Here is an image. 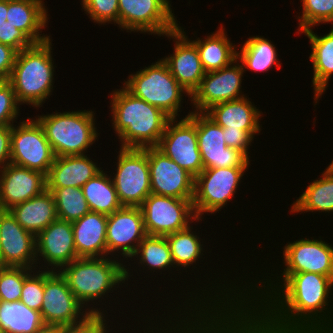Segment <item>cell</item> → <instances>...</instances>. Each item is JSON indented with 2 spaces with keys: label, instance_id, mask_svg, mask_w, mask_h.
Wrapping results in <instances>:
<instances>
[{
  "label": "cell",
  "instance_id": "8d00e7d4",
  "mask_svg": "<svg viewBox=\"0 0 333 333\" xmlns=\"http://www.w3.org/2000/svg\"><path fill=\"white\" fill-rule=\"evenodd\" d=\"M32 272L26 267L0 266V301L20 300L24 280Z\"/></svg>",
  "mask_w": 333,
  "mask_h": 333
},
{
  "label": "cell",
  "instance_id": "bcb514c9",
  "mask_svg": "<svg viewBox=\"0 0 333 333\" xmlns=\"http://www.w3.org/2000/svg\"><path fill=\"white\" fill-rule=\"evenodd\" d=\"M12 125L0 127V167L4 168L11 160Z\"/></svg>",
  "mask_w": 333,
  "mask_h": 333
},
{
  "label": "cell",
  "instance_id": "7c38bea8",
  "mask_svg": "<svg viewBox=\"0 0 333 333\" xmlns=\"http://www.w3.org/2000/svg\"><path fill=\"white\" fill-rule=\"evenodd\" d=\"M170 0H118L119 27L164 36L178 28Z\"/></svg>",
  "mask_w": 333,
  "mask_h": 333
},
{
  "label": "cell",
  "instance_id": "ee69618b",
  "mask_svg": "<svg viewBox=\"0 0 333 333\" xmlns=\"http://www.w3.org/2000/svg\"><path fill=\"white\" fill-rule=\"evenodd\" d=\"M224 140L228 147L241 151L248 159V147L253 141L245 130H223Z\"/></svg>",
  "mask_w": 333,
  "mask_h": 333
},
{
  "label": "cell",
  "instance_id": "8992f818",
  "mask_svg": "<svg viewBox=\"0 0 333 333\" xmlns=\"http://www.w3.org/2000/svg\"><path fill=\"white\" fill-rule=\"evenodd\" d=\"M128 78L123 84L128 92L161 109L171 119H176L180 111L182 93L185 92L190 97L171 75L168 65L162 59Z\"/></svg>",
  "mask_w": 333,
  "mask_h": 333
},
{
  "label": "cell",
  "instance_id": "4fadbf2b",
  "mask_svg": "<svg viewBox=\"0 0 333 333\" xmlns=\"http://www.w3.org/2000/svg\"><path fill=\"white\" fill-rule=\"evenodd\" d=\"M187 116L196 124L198 148L204 169L248 167L250 160L241 151L227 146L223 127L217 125L205 113L193 111Z\"/></svg>",
  "mask_w": 333,
  "mask_h": 333
},
{
  "label": "cell",
  "instance_id": "5bb4252c",
  "mask_svg": "<svg viewBox=\"0 0 333 333\" xmlns=\"http://www.w3.org/2000/svg\"><path fill=\"white\" fill-rule=\"evenodd\" d=\"M176 121L173 118L167 122L157 148L196 177L204 169L198 148L196 124L188 116Z\"/></svg>",
  "mask_w": 333,
  "mask_h": 333
},
{
  "label": "cell",
  "instance_id": "d6986e66",
  "mask_svg": "<svg viewBox=\"0 0 333 333\" xmlns=\"http://www.w3.org/2000/svg\"><path fill=\"white\" fill-rule=\"evenodd\" d=\"M283 273H318L333 280V247L322 240L300 239L283 248Z\"/></svg>",
  "mask_w": 333,
  "mask_h": 333
},
{
  "label": "cell",
  "instance_id": "ac0fdd59",
  "mask_svg": "<svg viewBox=\"0 0 333 333\" xmlns=\"http://www.w3.org/2000/svg\"><path fill=\"white\" fill-rule=\"evenodd\" d=\"M146 236L140 207L122 206L107 216V255L119 250L123 258H132Z\"/></svg>",
  "mask_w": 333,
  "mask_h": 333
},
{
  "label": "cell",
  "instance_id": "2e32d148",
  "mask_svg": "<svg viewBox=\"0 0 333 333\" xmlns=\"http://www.w3.org/2000/svg\"><path fill=\"white\" fill-rule=\"evenodd\" d=\"M151 193L178 199H193L195 177L157 147L147 148Z\"/></svg>",
  "mask_w": 333,
  "mask_h": 333
},
{
  "label": "cell",
  "instance_id": "7dc6e473",
  "mask_svg": "<svg viewBox=\"0 0 333 333\" xmlns=\"http://www.w3.org/2000/svg\"><path fill=\"white\" fill-rule=\"evenodd\" d=\"M177 328L176 326L173 328L171 327L169 330L170 333H172V329ZM162 333V332H161ZM166 333V332H164ZM210 333H247L245 330H243L239 325L235 323H229L220 327H217L213 329Z\"/></svg>",
  "mask_w": 333,
  "mask_h": 333
},
{
  "label": "cell",
  "instance_id": "74e56055",
  "mask_svg": "<svg viewBox=\"0 0 333 333\" xmlns=\"http://www.w3.org/2000/svg\"><path fill=\"white\" fill-rule=\"evenodd\" d=\"M302 16H299L298 31L314 27L316 24H333V0H301ZM314 25V26H313Z\"/></svg>",
  "mask_w": 333,
  "mask_h": 333
},
{
  "label": "cell",
  "instance_id": "5b68a950",
  "mask_svg": "<svg viewBox=\"0 0 333 333\" xmlns=\"http://www.w3.org/2000/svg\"><path fill=\"white\" fill-rule=\"evenodd\" d=\"M35 119L55 156L84 155L98 137L92 110L56 112Z\"/></svg>",
  "mask_w": 333,
  "mask_h": 333
},
{
  "label": "cell",
  "instance_id": "9a60e30c",
  "mask_svg": "<svg viewBox=\"0 0 333 333\" xmlns=\"http://www.w3.org/2000/svg\"><path fill=\"white\" fill-rule=\"evenodd\" d=\"M237 63L236 59L222 69L205 72L200 85L190 96L195 112L205 113L213 105L245 97L240 89L243 72L246 70L242 63Z\"/></svg>",
  "mask_w": 333,
  "mask_h": 333
},
{
  "label": "cell",
  "instance_id": "7402d4cb",
  "mask_svg": "<svg viewBox=\"0 0 333 333\" xmlns=\"http://www.w3.org/2000/svg\"><path fill=\"white\" fill-rule=\"evenodd\" d=\"M51 268H62L78 258L71 222L57 219L36 236V257Z\"/></svg>",
  "mask_w": 333,
  "mask_h": 333
},
{
  "label": "cell",
  "instance_id": "52a82bcc",
  "mask_svg": "<svg viewBox=\"0 0 333 333\" xmlns=\"http://www.w3.org/2000/svg\"><path fill=\"white\" fill-rule=\"evenodd\" d=\"M120 148L112 178L118 199L122 206L140 207L151 194L147 148Z\"/></svg>",
  "mask_w": 333,
  "mask_h": 333
},
{
  "label": "cell",
  "instance_id": "7a4b0ae2",
  "mask_svg": "<svg viewBox=\"0 0 333 333\" xmlns=\"http://www.w3.org/2000/svg\"><path fill=\"white\" fill-rule=\"evenodd\" d=\"M112 126L122 148L157 147L171 119L161 109L137 98L124 87L110 95Z\"/></svg>",
  "mask_w": 333,
  "mask_h": 333
},
{
  "label": "cell",
  "instance_id": "c3c4849f",
  "mask_svg": "<svg viewBox=\"0 0 333 333\" xmlns=\"http://www.w3.org/2000/svg\"><path fill=\"white\" fill-rule=\"evenodd\" d=\"M8 0H0V26L7 21Z\"/></svg>",
  "mask_w": 333,
  "mask_h": 333
},
{
  "label": "cell",
  "instance_id": "d590c367",
  "mask_svg": "<svg viewBox=\"0 0 333 333\" xmlns=\"http://www.w3.org/2000/svg\"><path fill=\"white\" fill-rule=\"evenodd\" d=\"M53 193L58 219L73 222L82 218L90 209L82 188H47Z\"/></svg>",
  "mask_w": 333,
  "mask_h": 333
},
{
  "label": "cell",
  "instance_id": "836d02e7",
  "mask_svg": "<svg viewBox=\"0 0 333 333\" xmlns=\"http://www.w3.org/2000/svg\"><path fill=\"white\" fill-rule=\"evenodd\" d=\"M138 254H140L138 256ZM137 255V256H136ZM140 259L139 263L144 264L151 270H167L170 267L175 268L169 243L165 236L147 235L138 245L134 256Z\"/></svg>",
  "mask_w": 333,
  "mask_h": 333
},
{
  "label": "cell",
  "instance_id": "60d3db41",
  "mask_svg": "<svg viewBox=\"0 0 333 333\" xmlns=\"http://www.w3.org/2000/svg\"><path fill=\"white\" fill-rule=\"evenodd\" d=\"M19 102L8 81L0 82V127L14 125L18 117Z\"/></svg>",
  "mask_w": 333,
  "mask_h": 333
},
{
  "label": "cell",
  "instance_id": "f1b7e54d",
  "mask_svg": "<svg viewBox=\"0 0 333 333\" xmlns=\"http://www.w3.org/2000/svg\"><path fill=\"white\" fill-rule=\"evenodd\" d=\"M224 30L221 27L204 40L198 38L192 41L198 49L205 72L222 69L237 59L235 45L226 37Z\"/></svg>",
  "mask_w": 333,
  "mask_h": 333
},
{
  "label": "cell",
  "instance_id": "d4e9b609",
  "mask_svg": "<svg viewBox=\"0 0 333 333\" xmlns=\"http://www.w3.org/2000/svg\"><path fill=\"white\" fill-rule=\"evenodd\" d=\"M100 169L87 155L55 156L46 176L47 188H81Z\"/></svg>",
  "mask_w": 333,
  "mask_h": 333
},
{
  "label": "cell",
  "instance_id": "277c9868",
  "mask_svg": "<svg viewBox=\"0 0 333 333\" xmlns=\"http://www.w3.org/2000/svg\"><path fill=\"white\" fill-rule=\"evenodd\" d=\"M110 260L109 257L77 258L58 271L66 279L69 289L75 297L88 306L89 301L99 298L112 291L113 288L130 279L123 263ZM103 295V296H102ZM86 303V304H85Z\"/></svg>",
  "mask_w": 333,
  "mask_h": 333
},
{
  "label": "cell",
  "instance_id": "9c48e42d",
  "mask_svg": "<svg viewBox=\"0 0 333 333\" xmlns=\"http://www.w3.org/2000/svg\"><path fill=\"white\" fill-rule=\"evenodd\" d=\"M193 199H178L150 194L140 206L147 235L166 236L190 226V219H198Z\"/></svg>",
  "mask_w": 333,
  "mask_h": 333
},
{
  "label": "cell",
  "instance_id": "83f0119b",
  "mask_svg": "<svg viewBox=\"0 0 333 333\" xmlns=\"http://www.w3.org/2000/svg\"><path fill=\"white\" fill-rule=\"evenodd\" d=\"M329 33L318 36L311 28L303 30L301 33L309 38L312 44V52L309 60L312 61L314 75V98L317 103L318 98L326 91L328 81L333 74V26Z\"/></svg>",
  "mask_w": 333,
  "mask_h": 333
},
{
  "label": "cell",
  "instance_id": "f6af8a7d",
  "mask_svg": "<svg viewBox=\"0 0 333 333\" xmlns=\"http://www.w3.org/2000/svg\"><path fill=\"white\" fill-rule=\"evenodd\" d=\"M17 53L13 47L0 43V82L8 81Z\"/></svg>",
  "mask_w": 333,
  "mask_h": 333
},
{
  "label": "cell",
  "instance_id": "f546056e",
  "mask_svg": "<svg viewBox=\"0 0 333 333\" xmlns=\"http://www.w3.org/2000/svg\"><path fill=\"white\" fill-rule=\"evenodd\" d=\"M44 325L41 313L20 300L0 301V333H33Z\"/></svg>",
  "mask_w": 333,
  "mask_h": 333
},
{
  "label": "cell",
  "instance_id": "44dd1931",
  "mask_svg": "<svg viewBox=\"0 0 333 333\" xmlns=\"http://www.w3.org/2000/svg\"><path fill=\"white\" fill-rule=\"evenodd\" d=\"M0 174V207L3 210H9L47 189L46 175L26 167L9 163L0 170Z\"/></svg>",
  "mask_w": 333,
  "mask_h": 333
},
{
  "label": "cell",
  "instance_id": "484cf974",
  "mask_svg": "<svg viewBox=\"0 0 333 333\" xmlns=\"http://www.w3.org/2000/svg\"><path fill=\"white\" fill-rule=\"evenodd\" d=\"M47 12L42 0H8L7 24L23 31L35 44L43 43L50 39L40 34L48 22Z\"/></svg>",
  "mask_w": 333,
  "mask_h": 333
},
{
  "label": "cell",
  "instance_id": "e575fe53",
  "mask_svg": "<svg viewBox=\"0 0 333 333\" xmlns=\"http://www.w3.org/2000/svg\"><path fill=\"white\" fill-rule=\"evenodd\" d=\"M193 227L166 235L175 267H188L202 256L203 247L199 237L191 231Z\"/></svg>",
  "mask_w": 333,
  "mask_h": 333
},
{
  "label": "cell",
  "instance_id": "8fae6325",
  "mask_svg": "<svg viewBox=\"0 0 333 333\" xmlns=\"http://www.w3.org/2000/svg\"><path fill=\"white\" fill-rule=\"evenodd\" d=\"M19 124L17 127L12 125L10 163L47 176L55 155L43 127L37 120L30 118Z\"/></svg>",
  "mask_w": 333,
  "mask_h": 333
},
{
  "label": "cell",
  "instance_id": "f35d334b",
  "mask_svg": "<svg viewBox=\"0 0 333 333\" xmlns=\"http://www.w3.org/2000/svg\"><path fill=\"white\" fill-rule=\"evenodd\" d=\"M82 8L92 21L105 24L112 21L119 25L118 0H82Z\"/></svg>",
  "mask_w": 333,
  "mask_h": 333
},
{
  "label": "cell",
  "instance_id": "ba28073f",
  "mask_svg": "<svg viewBox=\"0 0 333 333\" xmlns=\"http://www.w3.org/2000/svg\"><path fill=\"white\" fill-rule=\"evenodd\" d=\"M247 167L203 169L195 177L193 208L198 219L220 211L235 194Z\"/></svg>",
  "mask_w": 333,
  "mask_h": 333
},
{
  "label": "cell",
  "instance_id": "cb8c5ba5",
  "mask_svg": "<svg viewBox=\"0 0 333 333\" xmlns=\"http://www.w3.org/2000/svg\"><path fill=\"white\" fill-rule=\"evenodd\" d=\"M78 258L107 256V215L89 211L82 218L71 222Z\"/></svg>",
  "mask_w": 333,
  "mask_h": 333
},
{
  "label": "cell",
  "instance_id": "b9f144b4",
  "mask_svg": "<svg viewBox=\"0 0 333 333\" xmlns=\"http://www.w3.org/2000/svg\"><path fill=\"white\" fill-rule=\"evenodd\" d=\"M102 312H90L77 323L61 326V333H108Z\"/></svg>",
  "mask_w": 333,
  "mask_h": 333
},
{
  "label": "cell",
  "instance_id": "7bdbcfd3",
  "mask_svg": "<svg viewBox=\"0 0 333 333\" xmlns=\"http://www.w3.org/2000/svg\"><path fill=\"white\" fill-rule=\"evenodd\" d=\"M0 43L9 45L18 52L35 44L23 31L7 24V21L0 26Z\"/></svg>",
  "mask_w": 333,
  "mask_h": 333
},
{
  "label": "cell",
  "instance_id": "d6a6232c",
  "mask_svg": "<svg viewBox=\"0 0 333 333\" xmlns=\"http://www.w3.org/2000/svg\"><path fill=\"white\" fill-rule=\"evenodd\" d=\"M237 59H239V63H242L244 69H251L255 72L268 71L273 65L280 68L274 44L260 36L249 37L241 51L237 52Z\"/></svg>",
  "mask_w": 333,
  "mask_h": 333
},
{
  "label": "cell",
  "instance_id": "4dcf8cb0",
  "mask_svg": "<svg viewBox=\"0 0 333 333\" xmlns=\"http://www.w3.org/2000/svg\"><path fill=\"white\" fill-rule=\"evenodd\" d=\"M291 207V212L333 211V168L329 165L321 179L310 183Z\"/></svg>",
  "mask_w": 333,
  "mask_h": 333
},
{
  "label": "cell",
  "instance_id": "ffe728a7",
  "mask_svg": "<svg viewBox=\"0 0 333 333\" xmlns=\"http://www.w3.org/2000/svg\"><path fill=\"white\" fill-rule=\"evenodd\" d=\"M184 33V29L178 26L166 34L175 40L174 53L162 60L168 65L171 75L191 96L200 85L205 71L196 45Z\"/></svg>",
  "mask_w": 333,
  "mask_h": 333
},
{
  "label": "cell",
  "instance_id": "4316f807",
  "mask_svg": "<svg viewBox=\"0 0 333 333\" xmlns=\"http://www.w3.org/2000/svg\"><path fill=\"white\" fill-rule=\"evenodd\" d=\"M9 211L26 231L35 236L58 219L53 193L47 189L38 196L14 205Z\"/></svg>",
  "mask_w": 333,
  "mask_h": 333
},
{
  "label": "cell",
  "instance_id": "6da1fadb",
  "mask_svg": "<svg viewBox=\"0 0 333 333\" xmlns=\"http://www.w3.org/2000/svg\"><path fill=\"white\" fill-rule=\"evenodd\" d=\"M281 275H283L282 282L284 283L279 285V287L274 284L273 288V284H269L268 281H266L268 287L270 286L272 290L270 292L266 289L264 290L266 291V293H264L266 298L263 296L265 300L263 298L250 300L248 296V294L250 295L249 292L247 294L241 292L238 295L236 290L230 288L227 290V292H229V290L230 292L226 293L223 298L222 296L219 298V294H215L217 300L216 298H208L211 302L214 300L212 307L210 306L211 303H208V301H206L207 303L203 302L204 304L202 303V305H204L203 307H205L206 311L203 307L198 308L199 303L196 302L195 309H190L193 310V314H191L190 317H192V319L195 317L197 321L195 319H193V321L190 317L189 320L187 317L185 318L186 320L181 319V325H183L182 321L184 322L183 327L179 325L180 323L178 322V324H176L178 328L177 330H173V333H210L213 329L229 323L239 325L247 333H333V313L328 312V307H326L329 304L328 298H330L329 294L333 287V280L328 276L310 272L282 273ZM271 292H274L273 294L275 296ZM232 293H234V295ZM242 294H244V297ZM246 295L249 300L245 298ZM224 297H227V300ZM222 299L224 302H222ZM251 301L255 303H251ZM205 304H209V307L208 305L205 306ZM257 306L259 307L258 309L256 308ZM197 309H199V311ZM212 311L214 312L211 313ZM194 312L196 315H194ZM329 315L332 316L330 317ZM185 329L187 330L185 331Z\"/></svg>",
  "mask_w": 333,
  "mask_h": 333
},
{
  "label": "cell",
  "instance_id": "603a6c76",
  "mask_svg": "<svg viewBox=\"0 0 333 333\" xmlns=\"http://www.w3.org/2000/svg\"><path fill=\"white\" fill-rule=\"evenodd\" d=\"M261 113L246 97L213 105L205 112L223 130H245L252 138L261 131Z\"/></svg>",
  "mask_w": 333,
  "mask_h": 333
},
{
  "label": "cell",
  "instance_id": "1f68e13d",
  "mask_svg": "<svg viewBox=\"0 0 333 333\" xmlns=\"http://www.w3.org/2000/svg\"><path fill=\"white\" fill-rule=\"evenodd\" d=\"M81 188L90 211L108 216L122 207L113 180L103 170Z\"/></svg>",
  "mask_w": 333,
  "mask_h": 333
},
{
  "label": "cell",
  "instance_id": "3957f363",
  "mask_svg": "<svg viewBox=\"0 0 333 333\" xmlns=\"http://www.w3.org/2000/svg\"><path fill=\"white\" fill-rule=\"evenodd\" d=\"M50 41L34 44L17 53L8 82L20 105L26 103L41 107L51 95L54 66Z\"/></svg>",
  "mask_w": 333,
  "mask_h": 333
},
{
  "label": "cell",
  "instance_id": "ab89813d",
  "mask_svg": "<svg viewBox=\"0 0 333 333\" xmlns=\"http://www.w3.org/2000/svg\"><path fill=\"white\" fill-rule=\"evenodd\" d=\"M41 272V273H40ZM45 287V271L38 270L33 275L30 274L25 280L22 287L20 301L28 308L40 312L43 303Z\"/></svg>",
  "mask_w": 333,
  "mask_h": 333
},
{
  "label": "cell",
  "instance_id": "30bf717a",
  "mask_svg": "<svg viewBox=\"0 0 333 333\" xmlns=\"http://www.w3.org/2000/svg\"><path fill=\"white\" fill-rule=\"evenodd\" d=\"M47 269L45 270L43 303L40 309L45 325L61 327L81 321L90 312H101L100 308L98 310V308L92 307L91 309L87 307L86 311L81 312L86 307L69 289L66 279L59 271L49 270L48 267Z\"/></svg>",
  "mask_w": 333,
  "mask_h": 333
},
{
  "label": "cell",
  "instance_id": "e0dca14e",
  "mask_svg": "<svg viewBox=\"0 0 333 333\" xmlns=\"http://www.w3.org/2000/svg\"><path fill=\"white\" fill-rule=\"evenodd\" d=\"M38 260L36 236L26 231L9 210L0 207V266L33 269Z\"/></svg>",
  "mask_w": 333,
  "mask_h": 333
},
{
  "label": "cell",
  "instance_id": "681fc988",
  "mask_svg": "<svg viewBox=\"0 0 333 333\" xmlns=\"http://www.w3.org/2000/svg\"><path fill=\"white\" fill-rule=\"evenodd\" d=\"M33 333H61V327L53 325H44Z\"/></svg>",
  "mask_w": 333,
  "mask_h": 333
}]
</instances>
